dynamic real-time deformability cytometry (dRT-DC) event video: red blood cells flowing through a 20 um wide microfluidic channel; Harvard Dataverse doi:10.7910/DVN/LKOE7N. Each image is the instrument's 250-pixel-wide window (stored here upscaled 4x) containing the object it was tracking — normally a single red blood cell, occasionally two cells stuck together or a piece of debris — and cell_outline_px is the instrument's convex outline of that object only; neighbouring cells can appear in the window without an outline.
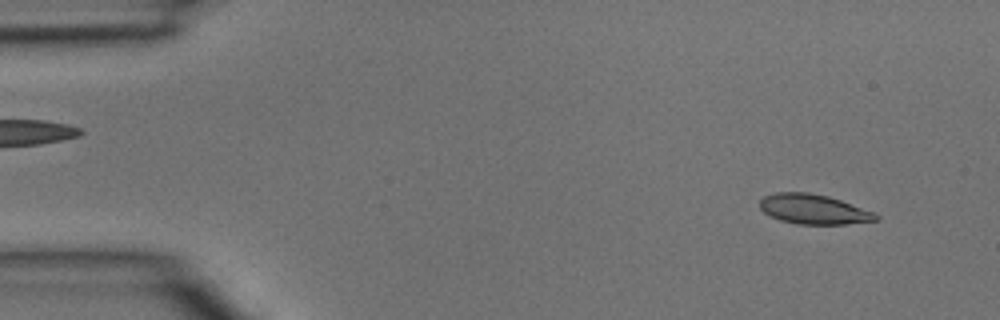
{"species": "common noctule bat (a hibernating species)", "species_latin": "Nyctalus noctula", "temperature_condition": "room temperature", "stored_images_in_passage": 3, "camera_frame_rate_fps": 3000, "um_per_image_px": 0.085, "animal": {"sex": "male", "body_mass_g": 15.6}, "frame": {"image": 1, "passage_image": 3, "time_ms": 0.667, "image_size_px": [1000, 320], "cell_outline_px": [[880, 220], [844, 224], [796, 224], [780, 220], [764, 212], [760, 208], [760, 200], [764, 196], [776, 192], [808, 192], [828, 196], [840, 200], [872, 212], [880, 216]], "centroid_in_image_um": [69.14, 17.78], "position_along_channel_um": 15.9, "area_um2": 20.0}}